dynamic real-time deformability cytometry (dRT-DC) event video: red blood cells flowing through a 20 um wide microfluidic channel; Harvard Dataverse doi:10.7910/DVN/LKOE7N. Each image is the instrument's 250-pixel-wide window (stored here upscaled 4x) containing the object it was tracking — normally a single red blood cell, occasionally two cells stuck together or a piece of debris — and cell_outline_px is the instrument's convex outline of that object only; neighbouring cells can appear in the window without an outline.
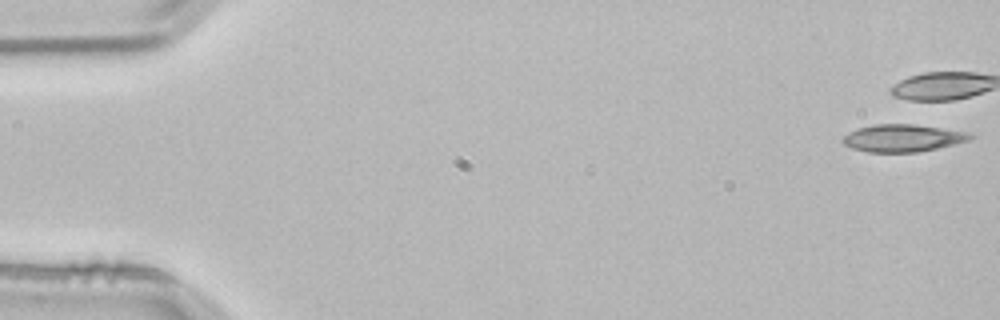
{"species": "common noctule bat (a hibernating species)", "species_latin": "Nyctalus noctula", "temperature_condition": "room temperature", "stored_images_in_passage": 41, "camera_frame_rate_fps": 3000, "um_per_image_px": 0.085, "animal": {"sex": "male", "body_mass_g": 21.5, "forearm_length_mm": 52.0}, "frame": {"image": 1, "passage_image": 1, "time_ms": 0.0, "image_size_px": [1000, 320], "cell_outline_px": [[976, 136], [968, 140], [936, 148], [916, 152], [868, 152], [852, 148], [844, 144], [840, 140], [848, 132], [860, 128], [876, 124], [912, 124], [972, 132]], "centroid_in_image_um": [76.74, 11.73], "position_along_channel_um": 8.3, "area_um2": 20.23}}